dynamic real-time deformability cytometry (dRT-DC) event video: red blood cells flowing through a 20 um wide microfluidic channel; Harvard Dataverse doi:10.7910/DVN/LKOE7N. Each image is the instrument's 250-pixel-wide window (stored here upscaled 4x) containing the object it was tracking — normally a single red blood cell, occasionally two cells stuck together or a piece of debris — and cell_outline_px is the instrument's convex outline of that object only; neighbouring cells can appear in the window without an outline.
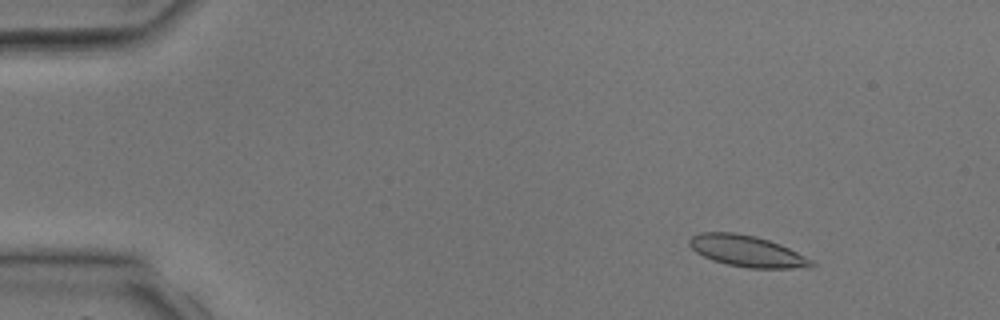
{"species": "common noctule bat (a hibernating species)", "species_latin": "Nyctalus noctula", "temperature_condition": "room temperature", "stored_images_in_passage": 5, "camera_frame_rate_fps": 3000, "um_per_image_px": 0.085, "animal": {"sex": "male", "body_mass_g": 17.9, "forearm_length_mm": 54.2}, "frame": {"image": 1, "passage_image": 2, "time_ms": 1.333, "image_size_px": [1000, 320], "cell_outline_px": [[816, 264], [812, 268], [748, 268], [728, 264], [712, 260], [696, 252], [688, 244], [688, 240], [692, 236], [700, 232], [736, 232], [756, 236], [780, 244], [812, 260]], "centroid_in_image_um": [63.49, 21.34], "position_along_channel_um": 21.5, "area_um2": 22.25}}
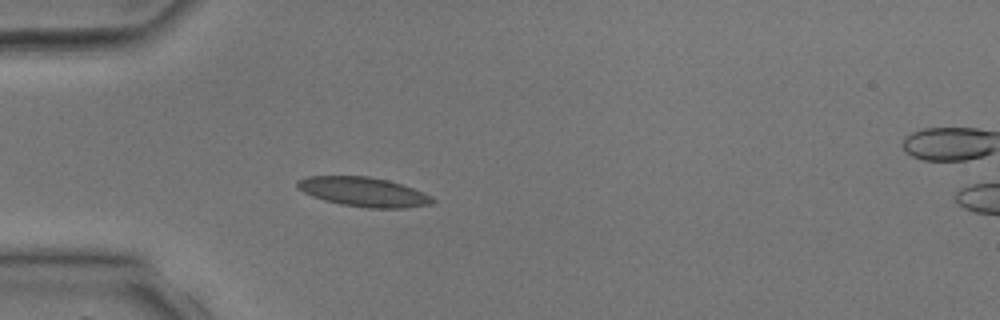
{"frame": {"image": 2, "passage_image": 4, "time_ms": 3.667, "image_size_px": [1000, 320], "cell_outline_px": [[436, 200], [432, 204], [404, 208], [368, 208], [340, 204], [324, 200], [312, 196], [296, 188], [296, 180], [304, 176], [368, 176], [388, 180], [412, 188], [432, 196]], "centroid_in_image_um": [30.86, 16.31], "position_along_channel_um": 54.1, "area_um2": 23.24}}